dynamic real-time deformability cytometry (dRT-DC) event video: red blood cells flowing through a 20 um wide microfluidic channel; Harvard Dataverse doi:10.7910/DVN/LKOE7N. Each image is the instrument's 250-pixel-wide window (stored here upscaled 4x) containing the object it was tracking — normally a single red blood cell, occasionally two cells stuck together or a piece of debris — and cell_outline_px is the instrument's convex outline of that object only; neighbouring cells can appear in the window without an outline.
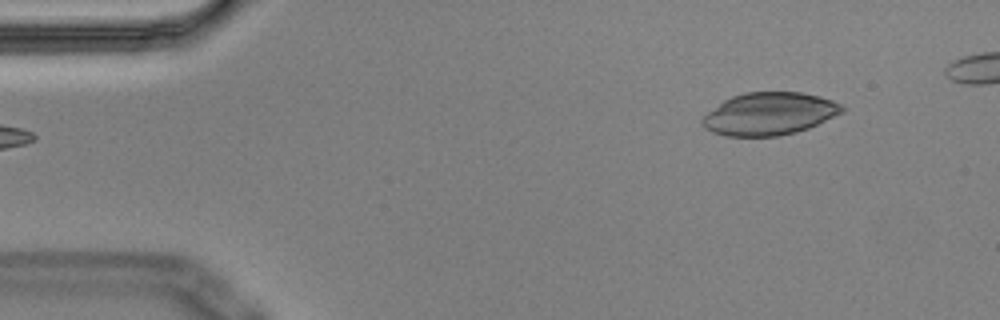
{"species": "Egyptian fruit bat (a non-hibernating species)", "species_latin": "Rousettus aegyptiacus", "temperature_condition": "cold", "stored_images_in_passage": 5, "camera_frame_rate_fps": 3000, "um_per_image_px": 0.085, "animal": {"sex": "male"}, "frame": {"image": 1, "passage_image": 5, "time_ms": 1.333, "image_size_px": [1000, 320], "cell_outline_px": [[844, 112], [808, 128], [796, 132], [776, 136], [724, 136], [712, 132], [704, 128], [700, 124], [700, 120], [708, 112], [724, 100], [732, 96], [744, 92], [800, 92], [820, 96], [832, 100], [840, 104], [844, 108]], "centroid_in_image_um": [65.37, 9.67], "position_along_channel_um": 19.6, "area_um2": 34.68}}